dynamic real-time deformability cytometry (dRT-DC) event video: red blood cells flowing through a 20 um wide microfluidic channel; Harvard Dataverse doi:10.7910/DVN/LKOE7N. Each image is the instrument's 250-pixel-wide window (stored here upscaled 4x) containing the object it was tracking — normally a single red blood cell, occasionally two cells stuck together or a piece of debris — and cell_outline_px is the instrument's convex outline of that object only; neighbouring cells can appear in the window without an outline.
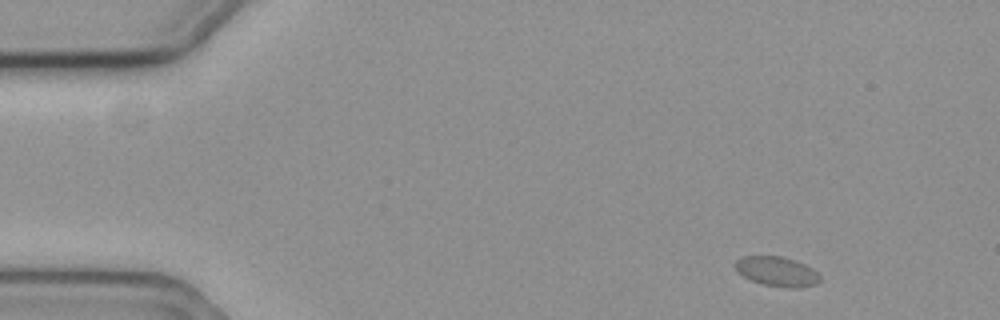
{"species": "common noctule bat (a hibernating species)", "species_latin": "Nyctalus noctula", "temperature_condition": "cold", "stored_images_in_passage": 4, "camera_frame_rate_fps": 3000, "um_per_image_px": 0.085, "animal": {"sex": "female", "body_mass_g": 19.3, "forearm_length_mm": 54.1}, "frame": {"image": 1, "passage_image": 1, "time_ms": 0.0, "image_size_px": [1000, 320], "cell_outline_px": [[820, 280], [816, 284], [800, 288], [788, 288], [764, 284], [752, 280], [736, 272], [732, 264], [736, 260], [744, 256], [784, 256], [804, 264], [812, 268], [820, 276]], "centroid_in_image_um": [66.01, 23.07], "position_along_channel_um": 19.0, "area_um2": 14.74}}
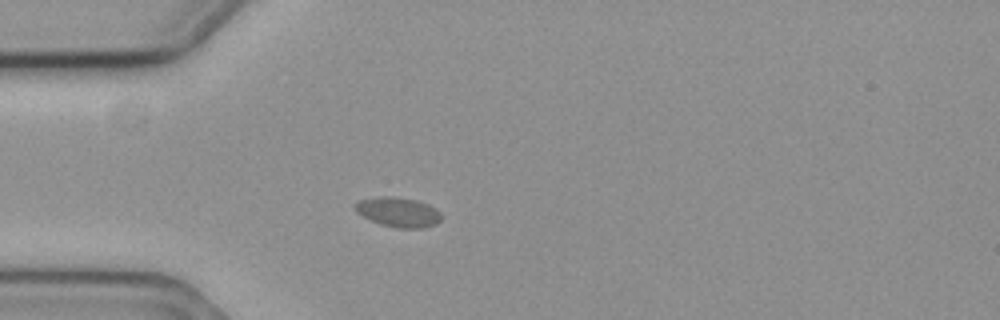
{"frame": {"image": 2, "passage_image": 4, "time_ms": 1.0, "image_size_px": [1000, 320], "cell_outline_px": [[440, 220], [436, 224], [424, 228], [396, 228], [380, 224], [356, 212], [352, 208], [352, 204], [360, 200], [380, 196], [392, 196], [416, 200], [428, 204], [436, 208], [440, 212]], "centroid_in_image_um": [33.83, 18.02], "position_along_channel_um": 51.2, "area_um2": 15.03}}